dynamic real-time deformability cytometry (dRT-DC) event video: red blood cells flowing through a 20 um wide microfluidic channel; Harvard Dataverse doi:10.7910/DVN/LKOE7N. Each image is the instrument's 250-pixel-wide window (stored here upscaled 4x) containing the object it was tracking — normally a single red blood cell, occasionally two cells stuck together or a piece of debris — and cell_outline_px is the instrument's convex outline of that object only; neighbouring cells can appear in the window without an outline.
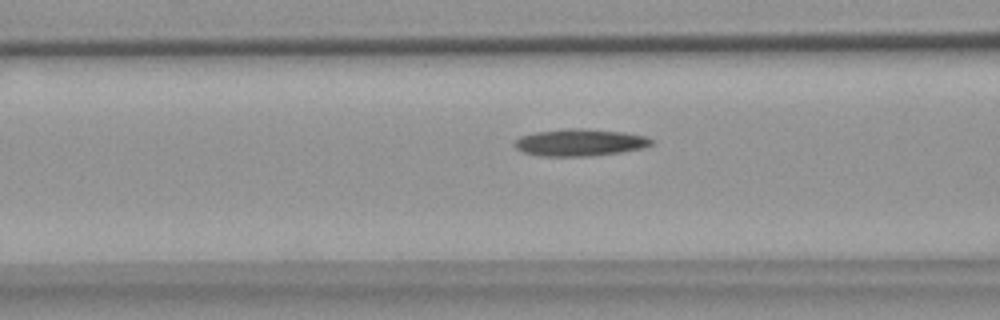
{"species": "common noctule bat (a hibernating species)", "species_latin": "Nyctalus noctula", "temperature_condition": "warm", "stored_images_in_passage": 9, "camera_frame_rate_fps": 3000, "um_per_image_px": 0.085, "animal": {"sex": "female", "body_mass_g": 18.4}, "frame": {"image": 1, "passage_image": 8, "time_ms": 2.333, "image_size_px": [1000, 320], "cell_outline_px": [[656, 140], [652, 144], [644, 148], [620, 152], [588, 156], [540, 156], [524, 152], [516, 148], [512, 144], [520, 136], [536, 132], [568, 128], [580, 128], [620, 132], [644, 136]], "centroid_in_image_um": [49.28, 12.11], "position_along_channel_um": 117.3, "area_um2": 21.44}}